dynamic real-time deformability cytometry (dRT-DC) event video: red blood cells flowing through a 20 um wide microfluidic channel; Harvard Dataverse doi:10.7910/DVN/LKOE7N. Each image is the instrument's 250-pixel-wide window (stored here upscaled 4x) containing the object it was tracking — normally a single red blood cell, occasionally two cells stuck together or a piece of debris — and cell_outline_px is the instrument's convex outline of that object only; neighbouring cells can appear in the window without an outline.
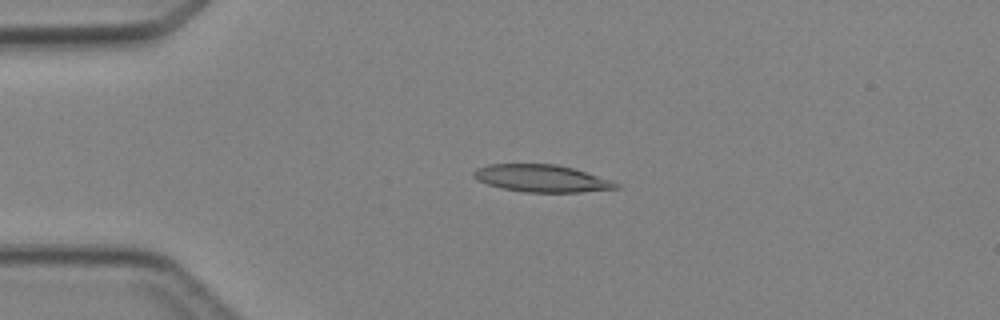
{"species": "Egyptian fruit bat (a non-hibernating species)", "species_latin": "Rousettus aegyptiacus", "temperature_condition": "cold", "stored_images_in_passage": 4, "camera_frame_rate_fps": 3000, "um_per_image_px": 0.085, "animal": {"sex": "female"}, "frame": {"image": 1, "passage_image": 2, "time_ms": 1.0, "image_size_px": [1000, 320], "cell_outline_px": [[620, 188], [580, 192], [524, 192], [504, 188], [488, 184], [476, 180], [472, 176], [472, 172], [476, 168], [488, 164], [556, 164], [572, 168], [620, 184]], "centroid_in_image_um": [45.97, 15.16], "position_along_channel_um": 39.0, "area_um2": 22.37}}
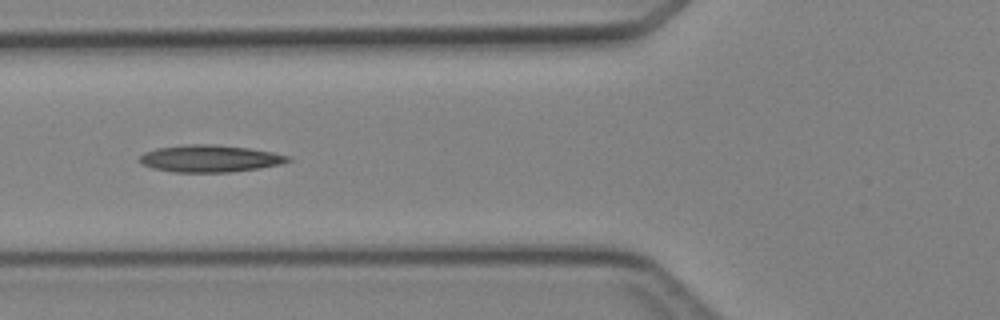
{"frame": {"image": 2, "passage_image": 4, "time_ms": 3.333, "image_size_px": [1000, 320], "cell_outline_px": [[292, 160], [280, 164], [260, 168], [232, 172], [172, 172], [152, 168], [140, 164], [140, 156], [144, 152], [156, 148], [188, 144], [216, 144], [248, 148], [272, 152], [292, 156]], "centroid_in_image_um": [17.84, 13.48], "position_along_channel_um": 108.0, "area_um2": 23.58}}